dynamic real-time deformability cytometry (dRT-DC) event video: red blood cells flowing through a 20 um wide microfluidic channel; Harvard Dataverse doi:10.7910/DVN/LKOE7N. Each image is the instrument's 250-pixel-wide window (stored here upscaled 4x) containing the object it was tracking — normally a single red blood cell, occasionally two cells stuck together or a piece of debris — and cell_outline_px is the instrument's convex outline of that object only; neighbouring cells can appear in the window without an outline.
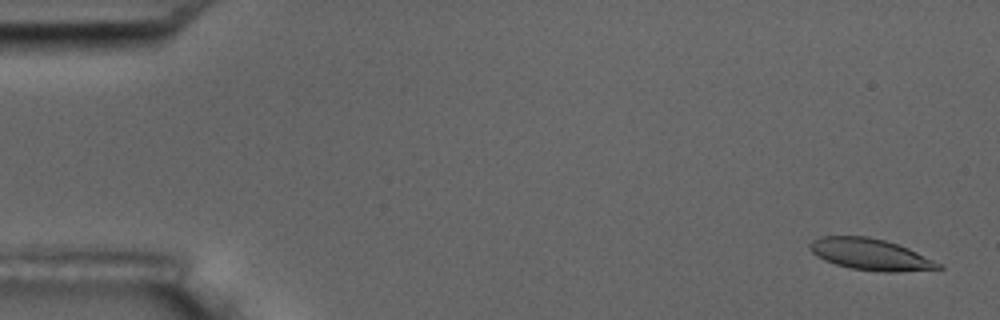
{"species": "common noctule bat (a hibernating species)", "species_latin": "Nyctalus noctula", "temperature_condition": "room temperature", "stored_images_in_passage": 5, "camera_frame_rate_fps": 3000, "um_per_image_px": 0.085, "animal": {"sex": "male", "body_mass_g": 17.5, "forearm_length_mm": 52.3}, "frame": {"image": 1, "passage_image": 1, "time_ms": 0.0, "image_size_px": [1000, 320], "cell_outline_px": [[944, 268], [896, 272], [884, 272], [852, 268], [836, 264], [824, 260], [816, 256], [808, 248], [808, 244], [812, 240], [820, 236], [868, 236], [884, 240], [908, 248], [940, 264]], "centroid_in_image_um": [73.92, 21.61], "position_along_channel_um": 11.1, "area_um2": 23.29}}
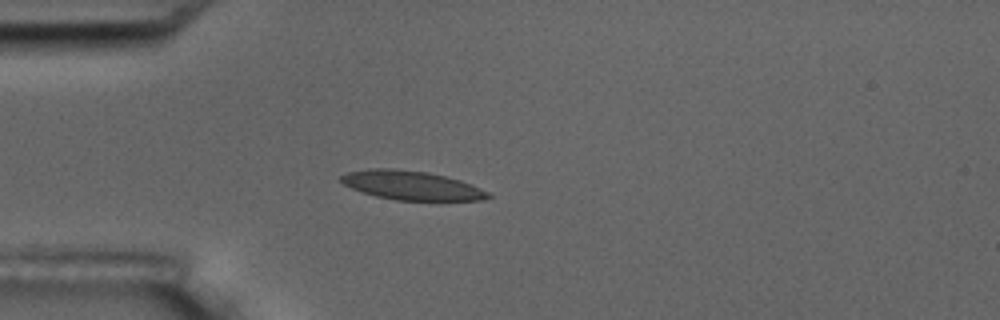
{"frame": {"image": 2, "passage_image": 5, "time_ms": 4.333, "image_size_px": [1000, 320], "cell_outline_px": [[492, 196], [484, 200], [396, 200], [376, 196], [352, 188], [344, 184], [340, 180], [340, 176], [348, 172], [368, 168], [392, 168], [428, 172], [460, 180], [472, 184], [488, 192]], "centroid_in_image_um": [34.98, 15.75], "position_along_channel_um": 50.0, "area_um2": 24.74}}